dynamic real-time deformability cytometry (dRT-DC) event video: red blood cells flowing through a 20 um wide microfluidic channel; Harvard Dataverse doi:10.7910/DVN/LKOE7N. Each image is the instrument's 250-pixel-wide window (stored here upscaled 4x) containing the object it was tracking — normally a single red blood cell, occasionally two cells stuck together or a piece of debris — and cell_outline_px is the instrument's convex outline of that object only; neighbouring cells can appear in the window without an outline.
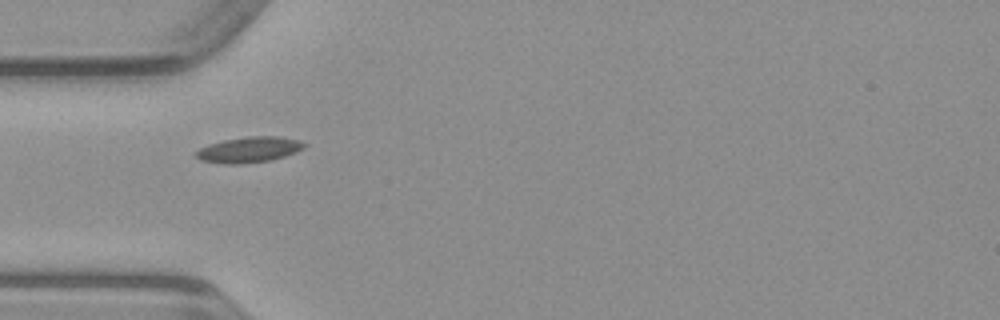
{"species": "common noctule bat (a hibernating species)", "species_latin": "Nyctalus noctula", "temperature_condition": "warm", "stored_images_in_passage": 28, "camera_frame_rate_fps": 3000, "um_per_image_px": 0.085, "animal": {"sex": "male", "body_mass_g": 23.1, "forearm_length_mm": 52.7}, "frame": {"image": 1, "passage_image": 1, "time_ms": 0.0, "image_size_px": [1000, 320], "cell_outline_px": [[308, 144], [304, 148], [296, 152], [272, 160], [240, 164], [224, 164], [200, 160], [192, 152], [208, 144], [224, 140], [248, 136], [276, 136], [300, 140]], "centroid_in_image_um": [21.16, 12.72], "position_along_channel_um": 63.8, "area_um2": 16.36}}
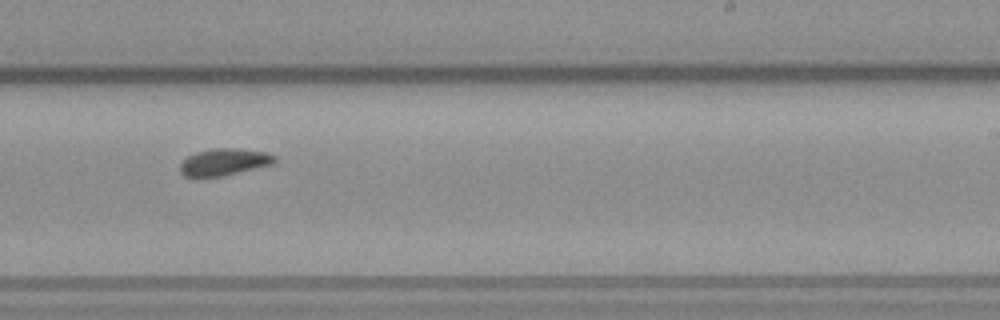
{"frame": {"image": 2, "passage_image": 16, "time_ms": 5.0, "image_size_px": [1000, 320], "cell_outline_px": [[276, 160], [272, 164], [224, 176], [184, 176], [180, 172], [180, 164], [188, 156], [196, 152], [216, 148], [236, 148], [268, 152], [276, 156]], "centroid_in_image_um": [19.08, 13.76], "position_along_channel_um": 269.9, "area_um2": 14.74}}
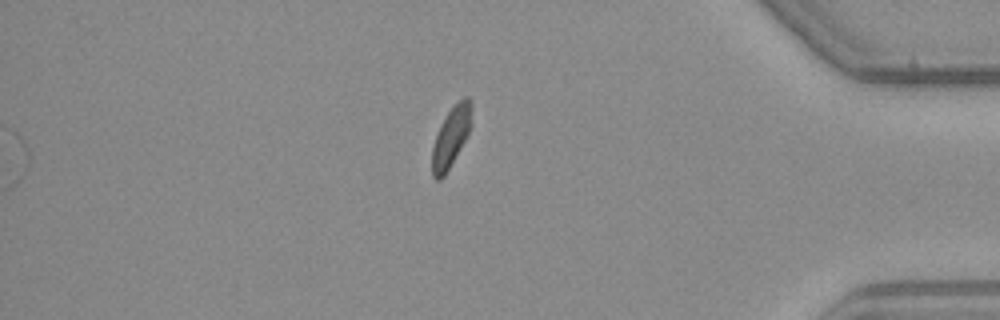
{"frame": {"image": 3, "passage_image": 28, "time_ms": 9.0, "image_size_px": [1000, 320], "cell_outline_px": [[472, 124], [460, 148], [444, 176], [440, 180], [436, 180], [432, 176], [432, 148], [440, 124], [448, 112], [464, 96], [468, 96], [472, 100]], "centroid_in_image_um": [38.35, 11.61], "position_along_channel_um": 396.9, "area_um2": 13.7}}